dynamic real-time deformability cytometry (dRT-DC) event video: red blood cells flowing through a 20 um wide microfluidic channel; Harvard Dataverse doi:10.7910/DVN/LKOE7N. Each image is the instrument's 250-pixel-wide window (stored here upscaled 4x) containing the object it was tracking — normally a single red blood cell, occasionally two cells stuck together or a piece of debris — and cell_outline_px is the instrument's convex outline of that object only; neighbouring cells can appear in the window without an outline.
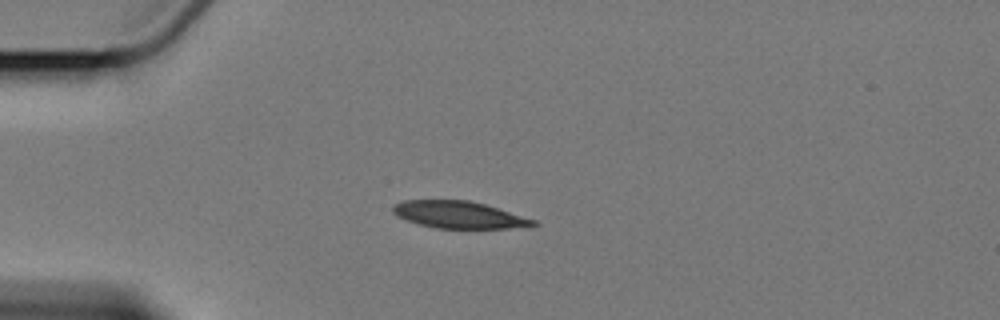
{"species": "Egyptian fruit bat (a non-hibernating species)", "species_latin": "Rousettus aegyptiacus", "temperature_condition": "cold", "stored_images_in_passage": 6, "camera_frame_rate_fps": 3000, "um_per_image_px": 0.085, "animal": {"sex": "female"}, "frame": {"image": 1, "passage_image": 3, "time_ms": 2.333, "image_size_px": [1000, 320], "cell_outline_px": [[540, 224], [508, 228], [436, 228], [420, 224], [396, 216], [392, 212], [392, 208], [396, 204], [404, 200], [468, 200], [484, 204], [536, 220]], "centroid_in_image_um": [38.98, 18.25], "position_along_channel_um": 46.0, "area_um2": 21.79}}
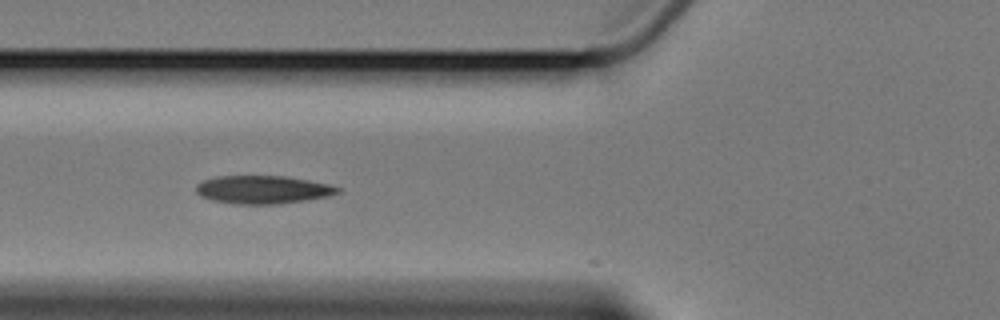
{"frame": {"image": 2, "passage_image": 5, "time_ms": 4.667, "image_size_px": [1000, 320], "cell_outline_px": [[340, 192], [328, 196], [308, 200], [280, 204], [232, 204], [212, 200], [200, 196], [196, 192], [196, 184], [204, 180], [216, 176], [284, 176], [308, 180], [328, 184], [340, 188]], "centroid_in_image_um": [22.32, 16.13], "position_along_channel_um": 103.5, "area_um2": 23.29}}
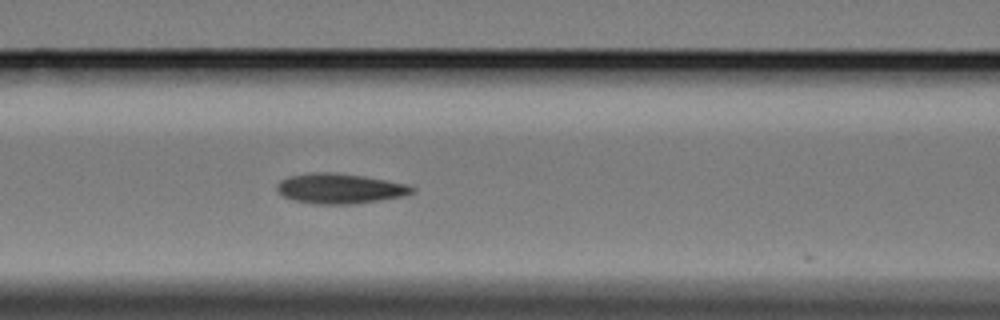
{"frame": {"image": 3, "passage_image": 6, "time_ms": 5.667, "image_size_px": [1000, 320], "cell_outline_px": [[416, 188], [412, 192], [404, 196], [380, 200], [352, 204], [312, 204], [292, 200], [284, 196], [276, 188], [276, 184], [280, 180], [288, 176], [312, 172], [336, 172], [364, 176], [408, 184]], "centroid_in_image_um": [28.87, 16.02], "position_along_channel_um": 137.7, "area_um2": 23.87}}